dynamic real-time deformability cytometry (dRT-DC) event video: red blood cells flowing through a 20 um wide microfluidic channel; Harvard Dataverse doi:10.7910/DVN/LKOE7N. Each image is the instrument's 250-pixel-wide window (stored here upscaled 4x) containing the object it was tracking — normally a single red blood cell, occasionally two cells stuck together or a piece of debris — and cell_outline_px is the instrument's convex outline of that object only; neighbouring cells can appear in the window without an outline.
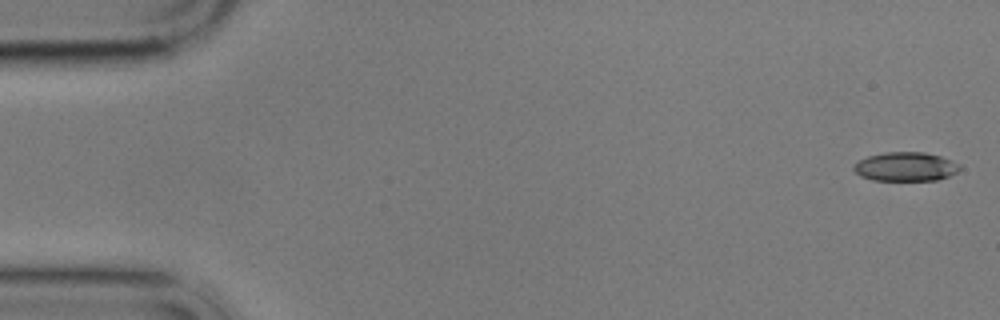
{"species": "common noctule bat (a hibernating species)", "species_latin": "Nyctalus noctula", "temperature_condition": "cold", "stored_images_in_passage": 6, "camera_frame_rate_fps": 3000, "um_per_image_px": 0.085, "animal": {"sex": "male", "body_mass_g": 17.9}, "frame": {"image": 1, "passage_image": 1, "time_ms": 0.0, "image_size_px": [1000, 320], "cell_outline_px": [[960, 168], [956, 172], [948, 176], [936, 180], [872, 180], [860, 176], [852, 168], [860, 160], [868, 156], [884, 152], [924, 152], [940, 156], [960, 164]], "centroid_in_image_um": [76.97, 14.16], "position_along_channel_um": 8.0, "area_um2": 17.74}}
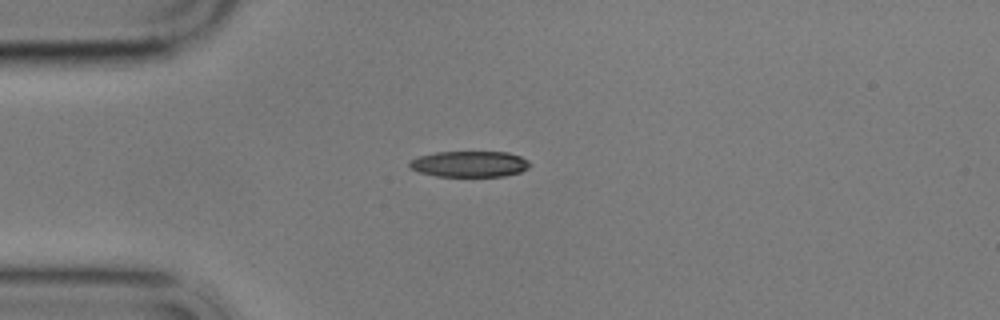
{"frame": {"image": 2, "passage_image": 5, "time_ms": 4.333, "image_size_px": [1000, 320], "cell_outline_px": [[532, 164], [528, 168], [520, 172], [504, 176], [436, 176], [420, 172], [408, 168], [408, 160], [420, 156], [436, 152], [508, 152], [520, 156], [528, 160]], "centroid_in_image_um": [39.9, 13.94], "position_along_channel_um": 45.1, "area_um2": 18.32}}